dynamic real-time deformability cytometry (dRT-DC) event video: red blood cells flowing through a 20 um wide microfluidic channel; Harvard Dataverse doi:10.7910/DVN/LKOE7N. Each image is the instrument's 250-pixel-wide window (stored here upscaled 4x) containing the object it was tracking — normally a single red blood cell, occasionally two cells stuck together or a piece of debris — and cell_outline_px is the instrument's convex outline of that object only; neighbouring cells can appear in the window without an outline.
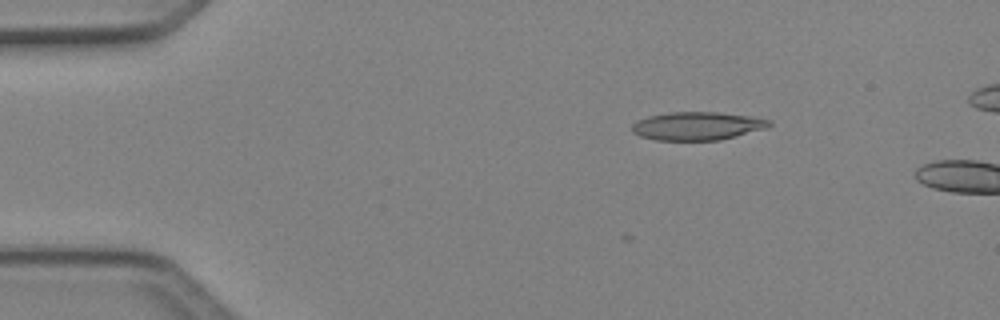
{"species": "Egyptian fruit bat (a non-hibernating species)", "species_latin": "Rousettus aegyptiacus", "temperature_condition": "cold", "stored_images_in_passage": 2, "camera_frame_rate_fps": 3000, "um_per_image_px": 0.085, "animal": {"sex": "female"}, "frame": {"image": 1, "passage_image": 1, "time_ms": 0.0, "image_size_px": [1000, 320], "cell_outline_px": [[772, 124], [768, 128], [720, 140], [656, 140], [640, 136], [632, 132], [632, 124], [636, 120], [648, 116], [668, 112], [716, 112], [748, 116], [772, 120]], "centroid_in_image_um": [59.26, 10.71], "position_along_channel_um": 25.7, "area_um2": 22.66}}